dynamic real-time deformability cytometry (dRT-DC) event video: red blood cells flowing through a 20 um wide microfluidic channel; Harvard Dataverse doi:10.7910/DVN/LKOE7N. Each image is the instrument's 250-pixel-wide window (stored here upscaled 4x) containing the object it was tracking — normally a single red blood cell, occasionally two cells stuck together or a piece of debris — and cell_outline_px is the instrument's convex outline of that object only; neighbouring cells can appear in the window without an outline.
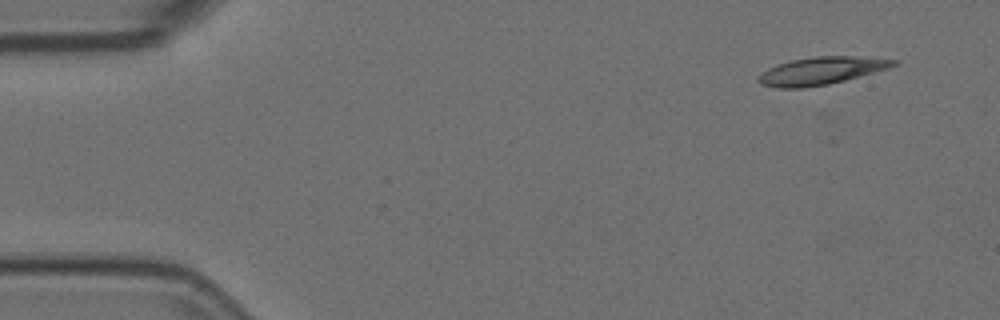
{"species": "Egyptian fruit bat (a non-hibernating species)", "species_latin": "Rousettus aegyptiacus", "temperature_condition": "room temperature", "stored_images_in_passage": 4, "camera_frame_rate_fps": 3000, "um_per_image_px": 0.085, "animal": {"sex": "female"}, "frame": {"image": 1, "passage_image": 1, "time_ms": 0.0, "image_size_px": [1000, 320], "cell_outline_px": [[900, 60], [896, 64], [888, 68], [844, 80], [828, 84], [804, 88], [776, 88], [760, 84], [756, 80], [760, 72], [776, 64], [792, 60], [816, 56], [852, 56]], "centroid_in_image_um": [69.73, 6.02], "position_along_channel_um": 15.3, "area_um2": 21.68}}
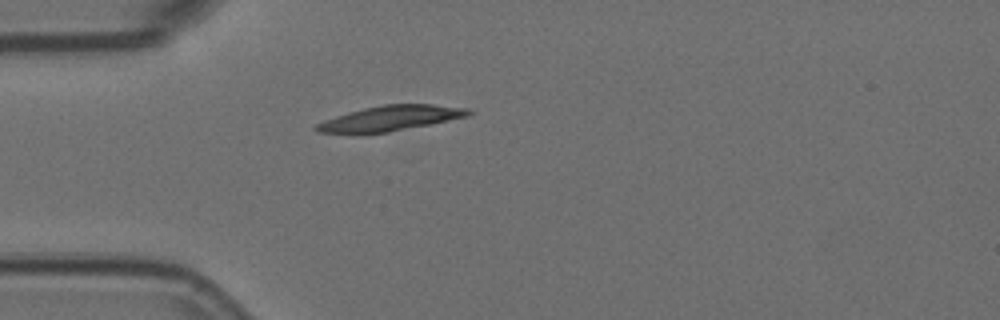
{"frame": {"image": 2, "passage_image": 4, "time_ms": 1.0, "image_size_px": [1000, 320], "cell_outline_px": [[472, 112], [468, 116], [388, 132], [360, 136], [316, 132], [312, 128], [316, 124], [324, 120], [336, 116], [364, 108], [384, 104], [432, 104], [468, 108]], "centroid_in_image_um": [33.05, 10.09], "position_along_channel_um": 51.9, "area_um2": 22.72}}